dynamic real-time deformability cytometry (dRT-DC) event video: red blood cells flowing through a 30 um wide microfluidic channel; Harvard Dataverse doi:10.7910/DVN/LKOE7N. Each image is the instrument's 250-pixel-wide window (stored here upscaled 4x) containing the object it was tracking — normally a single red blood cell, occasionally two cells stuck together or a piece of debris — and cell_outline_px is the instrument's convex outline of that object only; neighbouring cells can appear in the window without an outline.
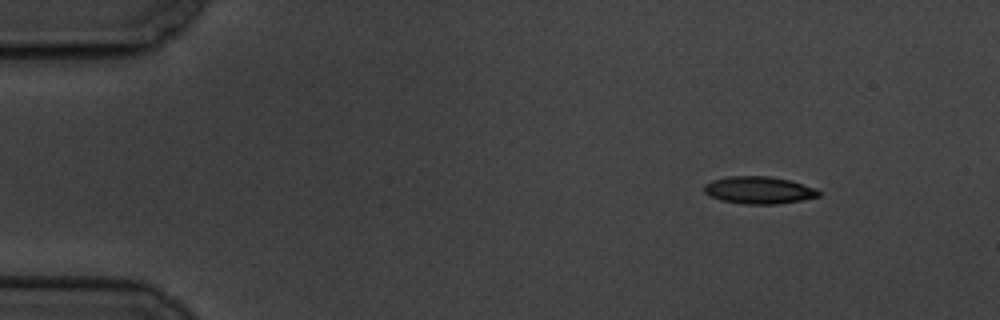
{"species": "common noctule bat (a hibernating species)", "species_latin": "Nyctalus noctula", "temperature_condition": "cold", "stored_images_in_passage": 5, "camera_frame_rate_fps": 3000, "um_per_image_px": 0.085, "animal": {"sex": "male", "body_mass_g": 19.5, "forearm_length_mm": 54.6}, "frame": {"image": 1, "passage_image": 1, "time_ms": 0.0, "image_size_px": [1000, 320], "cell_outline_px": [[820, 196], [780, 204], [744, 204], [720, 200], [704, 192], [704, 184], [712, 180], [728, 176], [768, 176], [788, 180], [812, 188], [820, 192]], "centroid_in_image_um": [64.45, 16.16], "position_along_channel_um": 20.6, "area_um2": 17.98}}
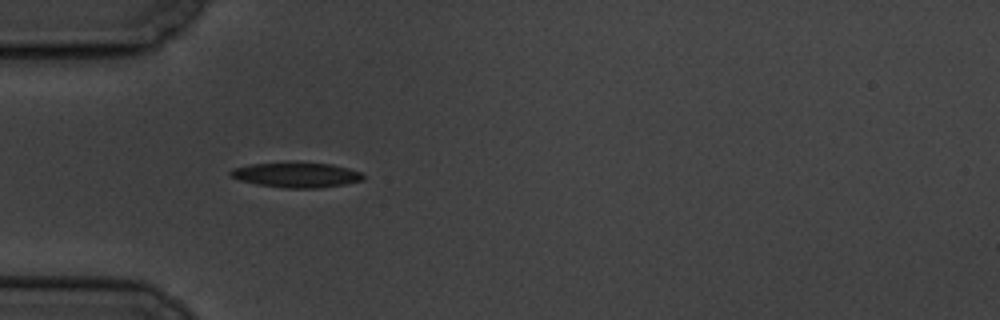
{"frame": {"image": 2, "passage_image": 4, "time_ms": 3.667, "image_size_px": [1000, 320], "cell_outline_px": [[364, 180], [344, 184], [320, 188], [284, 188], [256, 184], [240, 180], [232, 176], [228, 172], [232, 168], [248, 164], [292, 160], [296, 160], [332, 164], [348, 168], [360, 172], [364, 176]], "centroid_in_image_um": [25.17, 14.83], "position_along_channel_um": 59.8, "area_um2": 20.11}}